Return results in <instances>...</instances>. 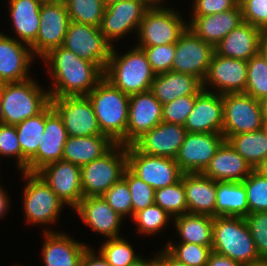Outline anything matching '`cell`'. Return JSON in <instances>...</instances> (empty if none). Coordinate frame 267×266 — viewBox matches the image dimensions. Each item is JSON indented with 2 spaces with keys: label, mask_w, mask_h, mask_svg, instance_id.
<instances>
[{
  "label": "cell",
  "mask_w": 267,
  "mask_h": 266,
  "mask_svg": "<svg viewBox=\"0 0 267 266\" xmlns=\"http://www.w3.org/2000/svg\"><path fill=\"white\" fill-rule=\"evenodd\" d=\"M206 266H244L241 263L230 259L227 256L211 252Z\"/></svg>",
  "instance_id": "db71d44e"
},
{
  "label": "cell",
  "mask_w": 267,
  "mask_h": 266,
  "mask_svg": "<svg viewBox=\"0 0 267 266\" xmlns=\"http://www.w3.org/2000/svg\"><path fill=\"white\" fill-rule=\"evenodd\" d=\"M70 22L63 0L43 1L36 40L30 45L34 56L42 58L50 50L62 46Z\"/></svg>",
  "instance_id": "4fadbf2b"
},
{
  "label": "cell",
  "mask_w": 267,
  "mask_h": 266,
  "mask_svg": "<svg viewBox=\"0 0 267 266\" xmlns=\"http://www.w3.org/2000/svg\"><path fill=\"white\" fill-rule=\"evenodd\" d=\"M214 53L213 45L187 28L175 43L171 71L193 75L203 82Z\"/></svg>",
  "instance_id": "5bb4252c"
},
{
  "label": "cell",
  "mask_w": 267,
  "mask_h": 266,
  "mask_svg": "<svg viewBox=\"0 0 267 266\" xmlns=\"http://www.w3.org/2000/svg\"><path fill=\"white\" fill-rule=\"evenodd\" d=\"M243 22L267 33V0H239Z\"/></svg>",
  "instance_id": "f907efd6"
},
{
  "label": "cell",
  "mask_w": 267,
  "mask_h": 266,
  "mask_svg": "<svg viewBox=\"0 0 267 266\" xmlns=\"http://www.w3.org/2000/svg\"><path fill=\"white\" fill-rule=\"evenodd\" d=\"M102 197L106 200L108 205L124 219L128 216H130L131 219L133 218L131 194L127 182L123 178L114 183Z\"/></svg>",
  "instance_id": "f6af8a7d"
},
{
  "label": "cell",
  "mask_w": 267,
  "mask_h": 266,
  "mask_svg": "<svg viewBox=\"0 0 267 266\" xmlns=\"http://www.w3.org/2000/svg\"><path fill=\"white\" fill-rule=\"evenodd\" d=\"M103 135L126 146L130 96L103 78L87 95Z\"/></svg>",
  "instance_id": "7a4b0ae2"
},
{
  "label": "cell",
  "mask_w": 267,
  "mask_h": 266,
  "mask_svg": "<svg viewBox=\"0 0 267 266\" xmlns=\"http://www.w3.org/2000/svg\"><path fill=\"white\" fill-rule=\"evenodd\" d=\"M254 169L224 140L202 172L214 181L242 182Z\"/></svg>",
  "instance_id": "4316f807"
},
{
  "label": "cell",
  "mask_w": 267,
  "mask_h": 266,
  "mask_svg": "<svg viewBox=\"0 0 267 266\" xmlns=\"http://www.w3.org/2000/svg\"><path fill=\"white\" fill-rule=\"evenodd\" d=\"M137 226V232L142 235L154 236L169 225L173 217L155 203L138 211L132 218Z\"/></svg>",
  "instance_id": "f35d334b"
},
{
  "label": "cell",
  "mask_w": 267,
  "mask_h": 266,
  "mask_svg": "<svg viewBox=\"0 0 267 266\" xmlns=\"http://www.w3.org/2000/svg\"><path fill=\"white\" fill-rule=\"evenodd\" d=\"M261 105V110L263 112V115L267 114V95L264 96L262 99L259 100Z\"/></svg>",
  "instance_id": "94428289"
},
{
  "label": "cell",
  "mask_w": 267,
  "mask_h": 266,
  "mask_svg": "<svg viewBox=\"0 0 267 266\" xmlns=\"http://www.w3.org/2000/svg\"><path fill=\"white\" fill-rule=\"evenodd\" d=\"M70 21L100 27L105 10L103 0H63Z\"/></svg>",
  "instance_id": "8d00e7d4"
},
{
  "label": "cell",
  "mask_w": 267,
  "mask_h": 266,
  "mask_svg": "<svg viewBox=\"0 0 267 266\" xmlns=\"http://www.w3.org/2000/svg\"><path fill=\"white\" fill-rule=\"evenodd\" d=\"M245 94L256 100L267 95V62L260 53L247 61Z\"/></svg>",
  "instance_id": "60d3db41"
},
{
  "label": "cell",
  "mask_w": 267,
  "mask_h": 266,
  "mask_svg": "<svg viewBox=\"0 0 267 266\" xmlns=\"http://www.w3.org/2000/svg\"><path fill=\"white\" fill-rule=\"evenodd\" d=\"M42 259L44 266H80V259L88 247L83 242L74 240L68 234L44 230ZM83 243V244H82Z\"/></svg>",
  "instance_id": "d4e9b609"
},
{
  "label": "cell",
  "mask_w": 267,
  "mask_h": 266,
  "mask_svg": "<svg viewBox=\"0 0 267 266\" xmlns=\"http://www.w3.org/2000/svg\"><path fill=\"white\" fill-rule=\"evenodd\" d=\"M103 1H104L105 6H107V5H110V4L114 3V2H118V1H121V0H103Z\"/></svg>",
  "instance_id": "003e7915"
},
{
  "label": "cell",
  "mask_w": 267,
  "mask_h": 266,
  "mask_svg": "<svg viewBox=\"0 0 267 266\" xmlns=\"http://www.w3.org/2000/svg\"><path fill=\"white\" fill-rule=\"evenodd\" d=\"M0 124H4V117H3V112H2V106L0 103Z\"/></svg>",
  "instance_id": "03108f58"
},
{
  "label": "cell",
  "mask_w": 267,
  "mask_h": 266,
  "mask_svg": "<svg viewBox=\"0 0 267 266\" xmlns=\"http://www.w3.org/2000/svg\"><path fill=\"white\" fill-rule=\"evenodd\" d=\"M239 0H193L192 16L218 14L235 8Z\"/></svg>",
  "instance_id": "816d5d0a"
},
{
  "label": "cell",
  "mask_w": 267,
  "mask_h": 266,
  "mask_svg": "<svg viewBox=\"0 0 267 266\" xmlns=\"http://www.w3.org/2000/svg\"><path fill=\"white\" fill-rule=\"evenodd\" d=\"M222 135L227 140L232 135L263 129V112L260 101L245 93L222 95Z\"/></svg>",
  "instance_id": "9c48e42d"
},
{
  "label": "cell",
  "mask_w": 267,
  "mask_h": 266,
  "mask_svg": "<svg viewBox=\"0 0 267 266\" xmlns=\"http://www.w3.org/2000/svg\"><path fill=\"white\" fill-rule=\"evenodd\" d=\"M261 260H267V211L244 217Z\"/></svg>",
  "instance_id": "7dc6e473"
},
{
  "label": "cell",
  "mask_w": 267,
  "mask_h": 266,
  "mask_svg": "<svg viewBox=\"0 0 267 266\" xmlns=\"http://www.w3.org/2000/svg\"><path fill=\"white\" fill-rule=\"evenodd\" d=\"M68 139L62 118L49 104L45 108V129L37 153L28 161V172L36 173L42 167L62 159Z\"/></svg>",
  "instance_id": "d6986e66"
},
{
  "label": "cell",
  "mask_w": 267,
  "mask_h": 266,
  "mask_svg": "<svg viewBox=\"0 0 267 266\" xmlns=\"http://www.w3.org/2000/svg\"><path fill=\"white\" fill-rule=\"evenodd\" d=\"M62 46L81 59L96 64L103 72L113 48L99 27L72 21L69 22Z\"/></svg>",
  "instance_id": "8fae6325"
},
{
  "label": "cell",
  "mask_w": 267,
  "mask_h": 266,
  "mask_svg": "<svg viewBox=\"0 0 267 266\" xmlns=\"http://www.w3.org/2000/svg\"><path fill=\"white\" fill-rule=\"evenodd\" d=\"M212 251L244 266L261 261L243 217H213Z\"/></svg>",
  "instance_id": "277c9868"
},
{
  "label": "cell",
  "mask_w": 267,
  "mask_h": 266,
  "mask_svg": "<svg viewBox=\"0 0 267 266\" xmlns=\"http://www.w3.org/2000/svg\"><path fill=\"white\" fill-rule=\"evenodd\" d=\"M14 158L17 168L22 172V150L15 125L0 124V157Z\"/></svg>",
  "instance_id": "681fc988"
},
{
  "label": "cell",
  "mask_w": 267,
  "mask_h": 266,
  "mask_svg": "<svg viewBox=\"0 0 267 266\" xmlns=\"http://www.w3.org/2000/svg\"><path fill=\"white\" fill-rule=\"evenodd\" d=\"M154 203L173 218L188 213L182 179L173 185L155 190Z\"/></svg>",
  "instance_id": "74e56055"
},
{
  "label": "cell",
  "mask_w": 267,
  "mask_h": 266,
  "mask_svg": "<svg viewBox=\"0 0 267 266\" xmlns=\"http://www.w3.org/2000/svg\"><path fill=\"white\" fill-rule=\"evenodd\" d=\"M129 266H159V252L155 254L154 258L145 259L141 256Z\"/></svg>",
  "instance_id": "6f0895ef"
},
{
  "label": "cell",
  "mask_w": 267,
  "mask_h": 266,
  "mask_svg": "<svg viewBox=\"0 0 267 266\" xmlns=\"http://www.w3.org/2000/svg\"><path fill=\"white\" fill-rule=\"evenodd\" d=\"M159 266H187L179 262L165 248L159 251Z\"/></svg>",
  "instance_id": "11a10c76"
},
{
  "label": "cell",
  "mask_w": 267,
  "mask_h": 266,
  "mask_svg": "<svg viewBox=\"0 0 267 266\" xmlns=\"http://www.w3.org/2000/svg\"><path fill=\"white\" fill-rule=\"evenodd\" d=\"M73 210L85 225L104 238L121 237L119 232L125 219L114 211L102 196L83 197Z\"/></svg>",
  "instance_id": "7402d4cb"
},
{
  "label": "cell",
  "mask_w": 267,
  "mask_h": 266,
  "mask_svg": "<svg viewBox=\"0 0 267 266\" xmlns=\"http://www.w3.org/2000/svg\"><path fill=\"white\" fill-rule=\"evenodd\" d=\"M36 81L29 78L0 84L4 124L17 125L27 118L38 115L50 104L48 89L44 90Z\"/></svg>",
  "instance_id": "5b68a950"
},
{
  "label": "cell",
  "mask_w": 267,
  "mask_h": 266,
  "mask_svg": "<svg viewBox=\"0 0 267 266\" xmlns=\"http://www.w3.org/2000/svg\"><path fill=\"white\" fill-rule=\"evenodd\" d=\"M263 34L260 28L242 22L214 46L215 54L248 61L259 53V43Z\"/></svg>",
  "instance_id": "83f0119b"
},
{
  "label": "cell",
  "mask_w": 267,
  "mask_h": 266,
  "mask_svg": "<svg viewBox=\"0 0 267 266\" xmlns=\"http://www.w3.org/2000/svg\"><path fill=\"white\" fill-rule=\"evenodd\" d=\"M22 150V172H28V161L37 153L45 129V109L15 125Z\"/></svg>",
  "instance_id": "e575fe53"
},
{
  "label": "cell",
  "mask_w": 267,
  "mask_h": 266,
  "mask_svg": "<svg viewBox=\"0 0 267 266\" xmlns=\"http://www.w3.org/2000/svg\"><path fill=\"white\" fill-rule=\"evenodd\" d=\"M149 7L144 0H121L107 5L99 27L101 33L111 44L128 33H137Z\"/></svg>",
  "instance_id": "9a60e30c"
},
{
  "label": "cell",
  "mask_w": 267,
  "mask_h": 266,
  "mask_svg": "<svg viewBox=\"0 0 267 266\" xmlns=\"http://www.w3.org/2000/svg\"><path fill=\"white\" fill-rule=\"evenodd\" d=\"M254 170L258 172L261 176L267 178V158L262 160Z\"/></svg>",
  "instance_id": "91938a15"
},
{
  "label": "cell",
  "mask_w": 267,
  "mask_h": 266,
  "mask_svg": "<svg viewBox=\"0 0 267 266\" xmlns=\"http://www.w3.org/2000/svg\"><path fill=\"white\" fill-rule=\"evenodd\" d=\"M180 242L212 246L213 217L186 213L173 218Z\"/></svg>",
  "instance_id": "836d02e7"
},
{
  "label": "cell",
  "mask_w": 267,
  "mask_h": 266,
  "mask_svg": "<svg viewBox=\"0 0 267 266\" xmlns=\"http://www.w3.org/2000/svg\"><path fill=\"white\" fill-rule=\"evenodd\" d=\"M225 140L221 133L187 132L175 158L183 173H202Z\"/></svg>",
  "instance_id": "ac0fdd59"
},
{
  "label": "cell",
  "mask_w": 267,
  "mask_h": 266,
  "mask_svg": "<svg viewBox=\"0 0 267 266\" xmlns=\"http://www.w3.org/2000/svg\"><path fill=\"white\" fill-rule=\"evenodd\" d=\"M114 145L115 143L106 135L68 136L62 159L82 167L102 157Z\"/></svg>",
  "instance_id": "1f68e13d"
},
{
  "label": "cell",
  "mask_w": 267,
  "mask_h": 266,
  "mask_svg": "<svg viewBox=\"0 0 267 266\" xmlns=\"http://www.w3.org/2000/svg\"><path fill=\"white\" fill-rule=\"evenodd\" d=\"M125 238L106 239L98 251L112 266H129L140 257Z\"/></svg>",
  "instance_id": "b9f144b4"
},
{
  "label": "cell",
  "mask_w": 267,
  "mask_h": 266,
  "mask_svg": "<svg viewBox=\"0 0 267 266\" xmlns=\"http://www.w3.org/2000/svg\"><path fill=\"white\" fill-rule=\"evenodd\" d=\"M188 28L200 39L216 46L231 30L242 22V11L238 4L235 8L218 14L192 16Z\"/></svg>",
  "instance_id": "484cf974"
},
{
  "label": "cell",
  "mask_w": 267,
  "mask_h": 266,
  "mask_svg": "<svg viewBox=\"0 0 267 266\" xmlns=\"http://www.w3.org/2000/svg\"><path fill=\"white\" fill-rule=\"evenodd\" d=\"M138 48L144 51L151 68L156 75L171 71L175 55V44Z\"/></svg>",
  "instance_id": "c3c4849f"
},
{
  "label": "cell",
  "mask_w": 267,
  "mask_h": 266,
  "mask_svg": "<svg viewBox=\"0 0 267 266\" xmlns=\"http://www.w3.org/2000/svg\"><path fill=\"white\" fill-rule=\"evenodd\" d=\"M42 0H9V16L15 39L31 45L39 32Z\"/></svg>",
  "instance_id": "4dcf8cb0"
},
{
  "label": "cell",
  "mask_w": 267,
  "mask_h": 266,
  "mask_svg": "<svg viewBox=\"0 0 267 266\" xmlns=\"http://www.w3.org/2000/svg\"><path fill=\"white\" fill-rule=\"evenodd\" d=\"M162 122V104L149 90L130 95L126 146Z\"/></svg>",
  "instance_id": "ffe728a7"
},
{
  "label": "cell",
  "mask_w": 267,
  "mask_h": 266,
  "mask_svg": "<svg viewBox=\"0 0 267 266\" xmlns=\"http://www.w3.org/2000/svg\"><path fill=\"white\" fill-rule=\"evenodd\" d=\"M227 141L253 169L267 158V131L264 129L232 135Z\"/></svg>",
  "instance_id": "d590c367"
},
{
  "label": "cell",
  "mask_w": 267,
  "mask_h": 266,
  "mask_svg": "<svg viewBox=\"0 0 267 266\" xmlns=\"http://www.w3.org/2000/svg\"><path fill=\"white\" fill-rule=\"evenodd\" d=\"M126 169V146L115 144L102 157L80 167L83 196H102L123 178Z\"/></svg>",
  "instance_id": "52a82bcc"
},
{
  "label": "cell",
  "mask_w": 267,
  "mask_h": 266,
  "mask_svg": "<svg viewBox=\"0 0 267 266\" xmlns=\"http://www.w3.org/2000/svg\"><path fill=\"white\" fill-rule=\"evenodd\" d=\"M198 95L181 96L162 105V121L184 126Z\"/></svg>",
  "instance_id": "bcb514c9"
},
{
  "label": "cell",
  "mask_w": 267,
  "mask_h": 266,
  "mask_svg": "<svg viewBox=\"0 0 267 266\" xmlns=\"http://www.w3.org/2000/svg\"><path fill=\"white\" fill-rule=\"evenodd\" d=\"M7 191L2 187L1 182H0V218L2 219L4 215L9 210V203H10V197H8ZM0 219V220H1Z\"/></svg>",
  "instance_id": "9f6ffc18"
},
{
  "label": "cell",
  "mask_w": 267,
  "mask_h": 266,
  "mask_svg": "<svg viewBox=\"0 0 267 266\" xmlns=\"http://www.w3.org/2000/svg\"><path fill=\"white\" fill-rule=\"evenodd\" d=\"M41 60L48 66V76L51 75L50 97L87 96L104 78V72L96 64L63 46L50 50Z\"/></svg>",
  "instance_id": "6da1fadb"
},
{
  "label": "cell",
  "mask_w": 267,
  "mask_h": 266,
  "mask_svg": "<svg viewBox=\"0 0 267 266\" xmlns=\"http://www.w3.org/2000/svg\"><path fill=\"white\" fill-rule=\"evenodd\" d=\"M126 153L127 168L155 190L181 179L183 172L174 158L142 153L133 144L126 146Z\"/></svg>",
  "instance_id": "30bf717a"
},
{
  "label": "cell",
  "mask_w": 267,
  "mask_h": 266,
  "mask_svg": "<svg viewBox=\"0 0 267 266\" xmlns=\"http://www.w3.org/2000/svg\"><path fill=\"white\" fill-rule=\"evenodd\" d=\"M72 210L83 196L80 167L63 159L47 164L36 172Z\"/></svg>",
  "instance_id": "e0dca14e"
},
{
  "label": "cell",
  "mask_w": 267,
  "mask_h": 266,
  "mask_svg": "<svg viewBox=\"0 0 267 266\" xmlns=\"http://www.w3.org/2000/svg\"><path fill=\"white\" fill-rule=\"evenodd\" d=\"M98 254L88 246L81 256L80 266H112L100 252Z\"/></svg>",
  "instance_id": "f5cc1de1"
},
{
  "label": "cell",
  "mask_w": 267,
  "mask_h": 266,
  "mask_svg": "<svg viewBox=\"0 0 267 266\" xmlns=\"http://www.w3.org/2000/svg\"><path fill=\"white\" fill-rule=\"evenodd\" d=\"M203 90L198 77L175 71L157 74L150 89L162 105L181 96L199 95Z\"/></svg>",
  "instance_id": "f546056e"
},
{
  "label": "cell",
  "mask_w": 267,
  "mask_h": 266,
  "mask_svg": "<svg viewBox=\"0 0 267 266\" xmlns=\"http://www.w3.org/2000/svg\"><path fill=\"white\" fill-rule=\"evenodd\" d=\"M172 7H149L140 23L137 47L175 44L188 28L181 13ZM180 13V14H179Z\"/></svg>",
  "instance_id": "ba28073f"
},
{
  "label": "cell",
  "mask_w": 267,
  "mask_h": 266,
  "mask_svg": "<svg viewBox=\"0 0 267 266\" xmlns=\"http://www.w3.org/2000/svg\"><path fill=\"white\" fill-rule=\"evenodd\" d=\"M123 179L127 182L130 190L133 217L138 211L154 204L155 189L139 179L128 168L124 171Z\"/></svg>",
  "instance_id": "ee69618b"
},
{
  "label": "cell",
  "mask_w": 267,
  "mask_h": 266,
  "mask_svg": "<svg viewBox=\"0 0 267 266\" xmlns=\"http://www.w3.org/2000/svg\"><path fill=\"white\" fill-rule=\"evenodd\" d=\"M249 213L267 211V178L253 170L243 181Z\"/></svg>",
  "instance_id": "7bdbcfd3"
},
{
  "label": "cell",
  "mask_w": 267,
  "mask_h": 266,
  "mask_svg": "<svg viewBox=\"0 0 267 266\" xmlns=\"http://www.w3.org/2000/svg\"><path fill=\"white\" fill-rule=\"evenodd\" d=\"M164 248L179 262L187 266H206L212 246L198 245L194 243L166 242Z\"/></svg>",
  "instance_id": "ab89813d"
},
{
  "label": "cell",
  "mask_w": 267,
  "mask_h": 266,
  "mask_svg": "<svg viewBox=\"0 0 267 266\" xmlns=\"http://www.w3.org/2000/svg\"><path fill=\"white\" fill-rule=\"evenodd\" d=\"M117 52L113 46L104 78L129 96L149 91L156 74L144 51L133 46L125 54Z\"/></svg>",
  "instance_id": "3957f363"
},
{
  "label": "cell",
  "mask_w": 267,
  "mask_h": 266,
  "mask_svg": "<svg viewBox=\"0 0 267 266\" xmlns=\"http://www.w3.org/2000/svg\"><path fill=\"white\" fill-rule=\"evenodd\" d=\"M189 133H221L223 128L222 95L203 90L184 125Z\"/></svg>",
  "instance_id": "cb8c5ba5"
},
{
  "label": "cell",
  "mask_w": 267,
  "mask_h": 266,
  "mask_svg": "<svg viewBox=\"0 0 267 266\" xmlns=\"http://www.w3.org/2000/svg\"><path fill=\"white\" fill-rule=\"evenodd\" d=\"M42 1H58V0H42Z\"/></svg>",
  "instance_id": "a7ac6f4b"
},
{
  "label": "cell",
  "mask_w": 267,
  "mask_h": 266,
  "mask_svg": "<svg viewBox=\"0 0 267 266\" xmlns=\"http://www.w3.org/2000/svg\"><path fill=\"white\" fill-rule=\"evenodd\" d=\"M50 104L62 118L68 136L103 135L87 96L50 97Z\"/></svg>",
  "instance_id": "7c38bea8"
},
{
  "label": "cell",
  "mask_w": 267,
  "mask_h": 266,
  "mask_svg": "<svg viewBox=\"0 0 267 266\" xmlns=\"http://www.w3.org/2000/svg\"><path fill=\"white\" fill-rule=\"evenodd\" d=\"M259 53L263 56V58L267 62V33H264L261 36L259 43Z\"/></svg>",
  "instance_id": "680465c9"
},
{
  "label": "cell",
  "mask_w": 267,
  "mask_h": 266,
  "mask_svg": "<svg viewBox=\"0 0 267 266\" xmlns=\"http://www.w3.org/2000/svg\"><path fill=\"white\" fill-rule=\"evenodd\" d=\"M33 58L29 45L0 32V84L31 78L29 71Z\"/></svg>",
  "instance_id": "44dd1931"
},
{
  "label": "cell",
  "mask_w": 267,
  "mask_h": 266,
  "mask_svg": "<svg viewBox=\"0 0 267 266\" xmlns=\"http://www.w3.org/2000/svg\"><path fill=\"white\" fill-rule=\"evenodd\" d=\"M150 7H155V6H163L161 4L162 2L165 3L164 0H144Z\"/></svg>",
  "instance_id": "6125c7cd"
},
{
  "label": "cell",
  "mask_w": 267,
  "mask_h": 266,
  "mask_svg": "<svg viewBox=\"0 0 267 266\" xmlns=\"http://www.w3.org/2000/svg\"><path fill=\"white\" fill-rule=\"evenodd\" d=\"M246 83L247 61L214 53L203 80L204 90L221 95L245 93Z\"/></svg>",
  "instance_id": "2e32d148"
},
{
  "label": "cell",
  "mask_w": 267,
  "mask_h": 266,
  "mask_svg": "<svg viewBox=\"0 0 267 266\" xmlns=\"http://www.w3.org/2000/svg\"><path fill=\"white\" fill-rule=\"evenodd\" d=\"M21 175L26 180L22 193L25 222L32 226L57 223L67 205L37 173L22 172Z\"/></svg>",
  "instance_id": "8992f818"
},
{
  "label": "cell",
  "mask_w": 267,
  "mask_h": 266,
  "mask_svg": "<svg viewBox=\"0 0 267 266\" xmlns=\"http://www.w3.org/2000/svg\"><path fill=\"white\" fill-rule=\"evenodd\" d=\"M246 266H267V260H261L257 263H253L251 265H246Z\"/></svg>",
  "instance_id": "be15d7a7"
},
{
  "label": "cell",
  "mask_w": 267,
  "mask_h": 266,
  "mask_svg": "<svg viewBox=\"0 0 267 266\" xmlns=\"http://www.w3.org/2000/svg\"><path fill=\"white\" fill-rule=\"evenodd\" d=\"M188 213L215 217L216 181L203 173H183Z\"/></svg>",
  "instance_id": "f1b7e54d"
},
{
  "label": "cell",
  "mask_w": 267,
  "mask_h": 266,
  "mask_svg": "<svg viewBox=\"0 0 267 266\" xmlns=\"http://www.w3.org/2000/svg\"><path fill=\"white\" fill-rule=\"evenodd\" d=\"M186 133L184 126L162 121L139 137L133 145L142 153L175 159Z\"/></svg>",
  "instance_id": "603a6c76"
},
{
  "label": "cell",
  "mask_w": 267,
  "mask_h": 266,
  "mask_svg": "<svg viewBox=\"0 0 267 266\" xmlns=\"http://www.w3.org/2000/svg\"><path fill=\"white\" fill-rule=\"evenodd\" d=\"M263 129L267 131V114L263 115Z\"/></svg>",
  "instance_id": "e7e4bbea"
},
{
  "label": "cell",
  "mask_w": 267,
  "mask_h": 266,
  "mask_svg": "<svg viewBox=\"0 0 267 266\" xmlns=\"http://www.w3.org/2000/svg\"><path fill=\"white\" fill-rule=\"evenodd\" d=\"M249 214L242 182L216 181L215 216L245 217Z\"/></svg>",
  "instance_id": "d6a6232c"
}]
</instances>
